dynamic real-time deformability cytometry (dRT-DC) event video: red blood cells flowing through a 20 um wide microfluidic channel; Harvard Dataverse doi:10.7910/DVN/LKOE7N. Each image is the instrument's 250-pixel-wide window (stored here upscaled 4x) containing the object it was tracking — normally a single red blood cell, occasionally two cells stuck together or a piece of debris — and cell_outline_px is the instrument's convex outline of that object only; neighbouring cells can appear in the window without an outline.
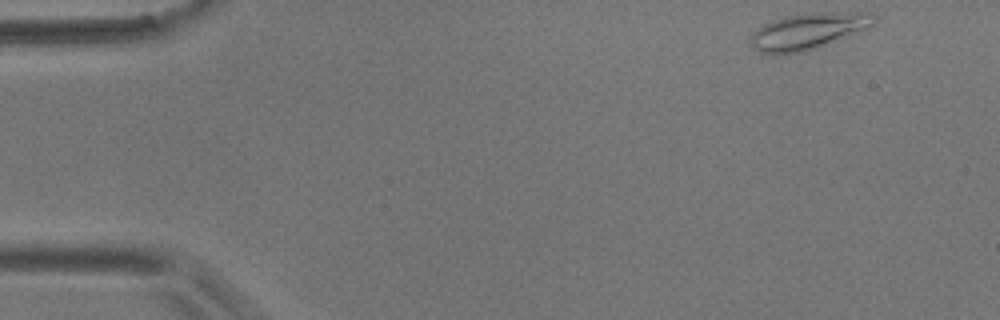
{"species": "common noctule bat (a hibernating species)", "species_latin": "Nyctalus noctula", "temperature_condition": "room temperature", "stored_images_in_passage": 19, "camera_frame_rate_fps": 3000, "um_per_image_px": 0.085, "animal": {"sex": "male", "body_mass_g": 17.9}, "frame": {"image": 1, "passage_image": 1, "time_ms": 0.0, "image_size_px": [1000, 320], "cell_outline_px": [[876, 20], [872, 24], [816, 48], [804, 52], [776, 56], [772, 56], [760, 52], [752, 48], [752, 32], [764, 24], [772, 20], [784, 16], [808, 12], [872, 12], [876, 16]], "centroid_in_image_um": [68.6, 2.65], "position_along_channel_um": 16.4, "area_um2": 26.01}}
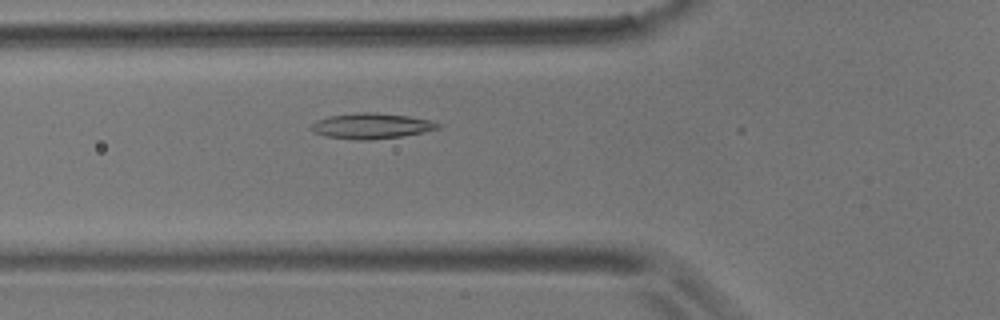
{"frame": {"image": 2, "passage_image": 16, "time_ms": 5.0, "image_size_px": [1000, 320], "cell_outline_px": [[440, 128], [424, 132], [404, 136], [368, 140], [356, 140], [324, 136], [312, 132], [312, 124], [316, 120], [328, 116], [360, 112], [376, 112], [408, 116], [428, 120], [440, 124]], "centroid_in_image_um": [31.55, 10.71], "position_along_channel_um": 94.3, "area_um2": 18.9}}